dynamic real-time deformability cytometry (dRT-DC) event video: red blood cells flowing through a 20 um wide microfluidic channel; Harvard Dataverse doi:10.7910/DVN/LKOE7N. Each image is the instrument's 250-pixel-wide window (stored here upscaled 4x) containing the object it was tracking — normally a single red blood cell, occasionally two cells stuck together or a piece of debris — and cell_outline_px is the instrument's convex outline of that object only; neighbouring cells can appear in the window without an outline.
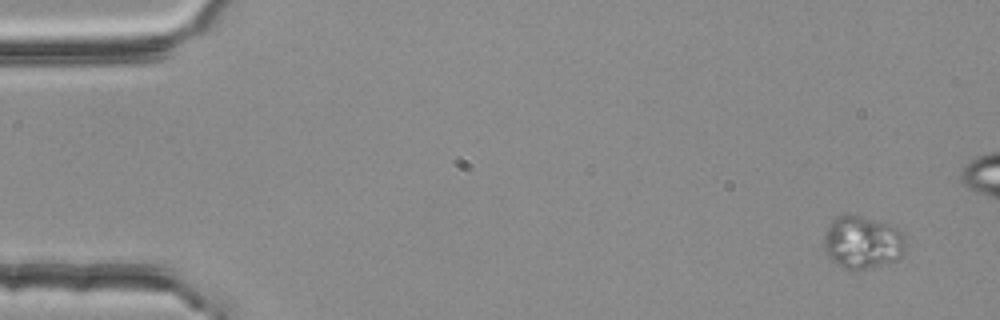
{"species": "common noctule bat (a hibernating species)", "species_latin": "Nyctalus noctula", "temperature_condition": "room temperature", "stored_images_in_passage": 4, "camera_frame_rate_fps": 3000, "um_per_image_px": 0.085, "animal": {"sex": "female", "body_mass_g": 25.1}, "frame": {"image": 1, "passage_image": 1, "time_ms": 0.0, "image_size_px": [1000, 320], "cell_outline_px": [[908, 244], [904, 252], [900, 256], [864, 268], [848, 268], [832, 260], [828, 256], [824, 248], [824, 236], [832, 220], [836, 216], [860, 216], [888, 224], [896, 228], [904, 236]], "centroid_in_image_um": [73.31, 20.55], "position_along_channel_um": 11.7, "area_um2": 24.04}}